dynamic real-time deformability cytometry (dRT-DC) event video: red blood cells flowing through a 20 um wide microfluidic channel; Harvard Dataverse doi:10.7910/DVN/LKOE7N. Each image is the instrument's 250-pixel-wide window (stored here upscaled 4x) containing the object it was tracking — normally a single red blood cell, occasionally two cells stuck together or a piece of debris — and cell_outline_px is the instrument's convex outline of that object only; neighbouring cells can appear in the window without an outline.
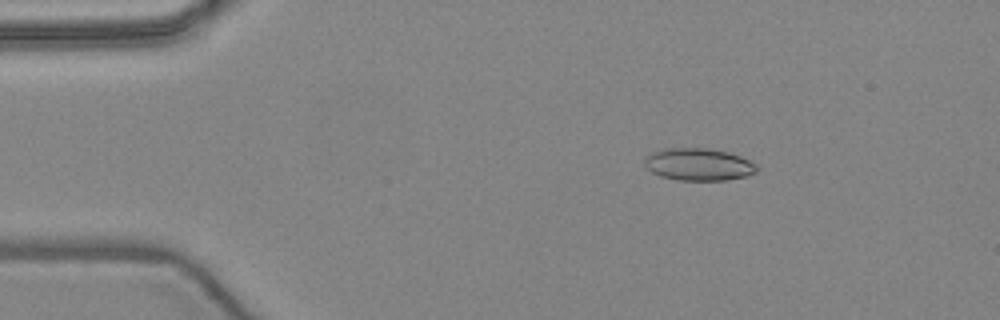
{"species": "common noctule bat (a hibernating species)", "species_latin": "Nyctalus noctula", "temperature_condition": "warm", "stored_images_in_passage": 5, "camera_frame_rate_fps": 3000, "um_per_image_px": 0.085, "animal": {"sex": "female", "body_mass_g": 24.6, "forearm_length_mm": 56.2}, "frame": {"image": 1, "passage_image": 3, "time_ms": 2.333, "image_size_px": [1000, 320], "cell_outline_px": [[760, 168], [756, 172], [748, 176], [728, 180], [676, 180], [660, 176], [652, 172], [644, 164], [644, 156], [652, 152], [664, 148], [708, 148], [728, 152], [752, 160]], "centroid_in_image_um": [59.4, 13.97], "position_along_channel_um": 25.6, "area_um2": 21.5}}